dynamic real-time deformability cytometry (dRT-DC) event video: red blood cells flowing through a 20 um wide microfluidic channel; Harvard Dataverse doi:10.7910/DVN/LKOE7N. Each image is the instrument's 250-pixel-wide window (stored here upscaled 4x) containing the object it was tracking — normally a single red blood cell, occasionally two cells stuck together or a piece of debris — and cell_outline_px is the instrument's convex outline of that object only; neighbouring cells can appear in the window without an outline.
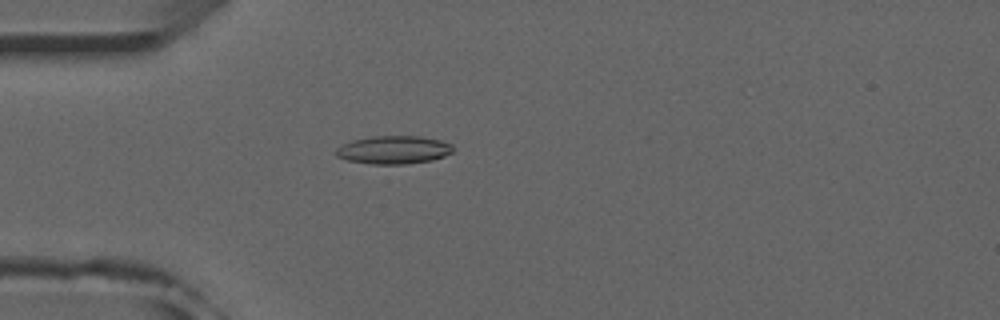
{"species": "common noctule bat (a hibernating species)", "species_latin": "Nyctalus noctula", "temperature_condition": "room temperature", "stored_images_in_passage": 25, "camera_frame_rate_fps": 3000, "um_per_image_px": 0.085, "animal": {"sex": "male", "forearm_length_mm": 52.5}, "frame": {"image": 1, "passage_image": 6, "time_ms": 1.667, "image_size_px": [1000, 320], "cell_outline_px": [[452, 152], [444, 156], [432, 160], [404, 164], [372, 164], [348, 160], [336, 156], [336, 148], [352, 140], [372, 136], [420, 136], [440, 140], [452, 144]], "centroid_in_image_um": [33.46, 12.73], "position_along_channel_um": 51.5, "area_um2": 19.07}}
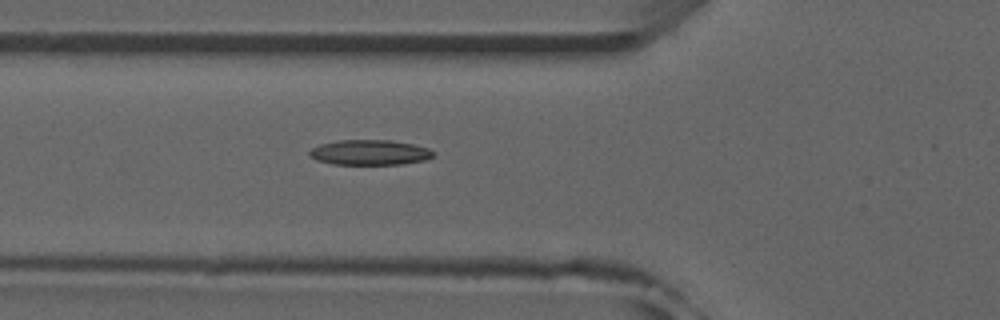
{"frame": {"image": 2, "passage_image": 10, "time_ms": 3.0, "image_size_px": [1000, 320], "cell_outline_px": [[432, 156], [424, 160], [400, 164], [332, 164], [316, 160], [308, 156], [308, 152], [312, 148], [320, 144], [340, 140], [388, 140], [412, 144], [428, 148], [432, 152]], "centroid_in_image_um": [31.35, 12.96], "position_along_channel_um": 94.4, "area_um2": 17.98}}
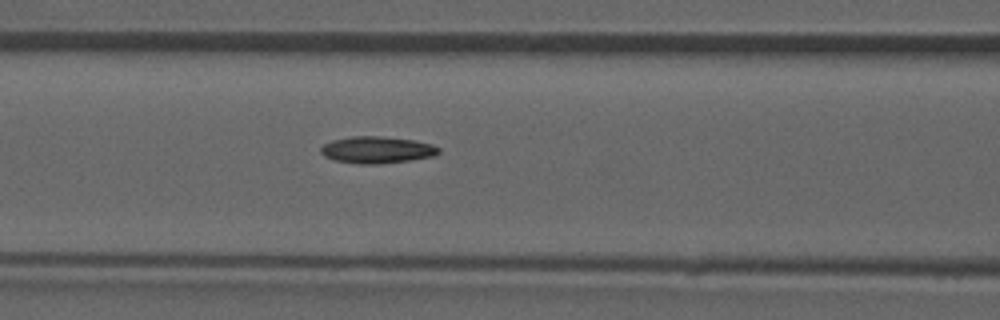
{"frame": {"image": 3, "passage_image": 13, "time_ms": 4.0, "image_size_px": [1000, 320], "cell_outline_px": [[440, 152], [436, 156], [412, 160], [376, 164], [360, 164], [332, 160], [324, 156], [320, 152], [320, 148], [324, 144], [332, 140], [352, 136], [380, 136], [412, 140], [432, 144], [440, 148]], "centroid_in_image_um": [32.04, 12.74], "position_along_channel_um": 134.6, "area_um2": 18.55}}